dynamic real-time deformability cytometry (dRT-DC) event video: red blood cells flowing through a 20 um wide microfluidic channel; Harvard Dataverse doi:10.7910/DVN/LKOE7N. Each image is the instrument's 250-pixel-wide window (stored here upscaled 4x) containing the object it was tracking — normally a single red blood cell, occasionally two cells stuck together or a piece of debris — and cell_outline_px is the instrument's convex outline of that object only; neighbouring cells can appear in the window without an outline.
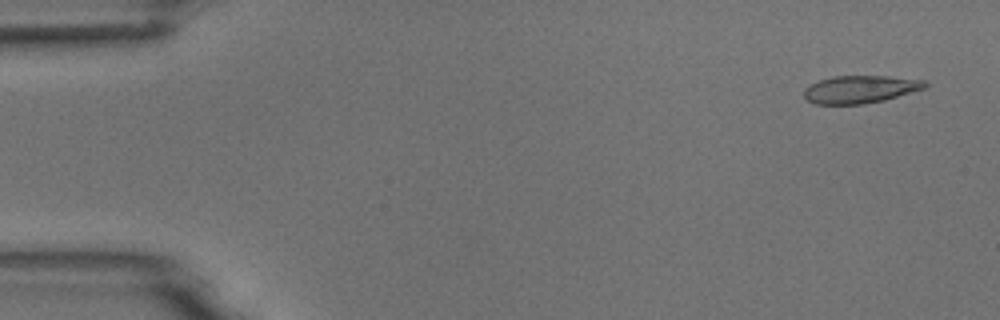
{"species": "common noctule bat (a hibernating species)", "species_latin": "Nyctalus noctula", "temperature_condition": "room temperature", "stored_images_in_passage": 54, "camera_frame_rate_fps": 3000, "um_per_image_px": 0.085, "animal": {"sex": "male", "body_mass_g": 18.8}, "frame": {"image": 1, "passage_image": 3, "time_ms": 0.667, "image_size_px": [1000, 320], "cell_outline_px": [[928, 84], [924, 88], [884, 100], [860, 104], [816, 104], [808, 100], [804, 96], [804, 88], [808, 84], [832, 76], [888, 76], [924, 80]], "centroid_in_image_um": [73.08, 7.58], "position_along_channel_um": 11.9, "area_um2": 19.36}}
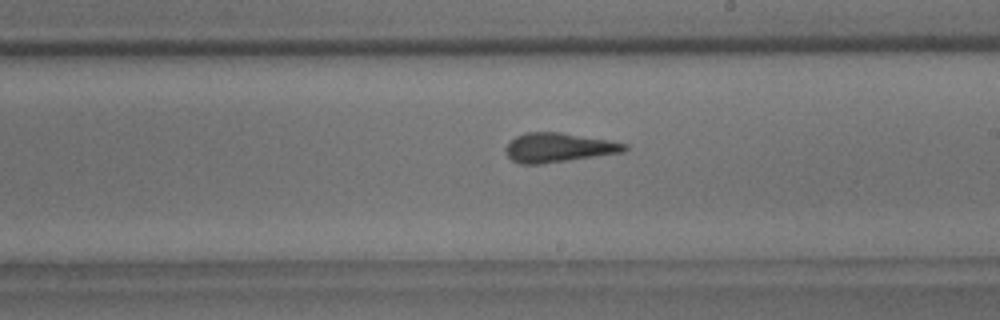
{"frame": {"image": 2, "passage_image": 31, "time_ms": 10.0, "image_size_px": [1000, 320], "cell_outline_px": [[628, 148], [624, 152], [540, 164], [520, 164], [512, 160], [504, 152], [504, 148], [516, 136], [524, 132], [560, 132], [608, 140], [628, 144]], "centroid_in_image_um": [47.45, 12.54], "position_along_channel_um": 241.6, "area_um2": 20.23}}
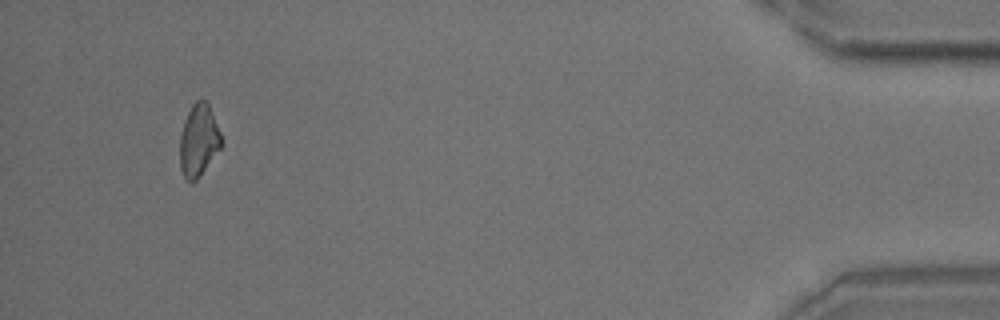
{"frame": {"image": 3, "passage_image": 51, "time_ms": 16.667, "image_size_px": [1000, 320], "cell_outline_px": [[224, 144], [200, 176], [192, 184], [184, 176], [180, 168], [180, 136], [184, 120], [192, 104], [196, 100], [208, 100], [220, 132]], "centroid_in_image_um": [16.9, 11.92], "position_along_channel_um": 418.3, "area_um2": 17.69}, "authors_computed_cell_mechanics": {"area_um2": 19.8254, "velocity_mm_per_s": 3.7276, "shape_relaxation_time_tau1_ms": 10.6537, "shape_relaxation_time_tau2_ms": 1.9636, "deformation_change_tau1": 0.2549, "deformation_change_tau2": 0.085}}